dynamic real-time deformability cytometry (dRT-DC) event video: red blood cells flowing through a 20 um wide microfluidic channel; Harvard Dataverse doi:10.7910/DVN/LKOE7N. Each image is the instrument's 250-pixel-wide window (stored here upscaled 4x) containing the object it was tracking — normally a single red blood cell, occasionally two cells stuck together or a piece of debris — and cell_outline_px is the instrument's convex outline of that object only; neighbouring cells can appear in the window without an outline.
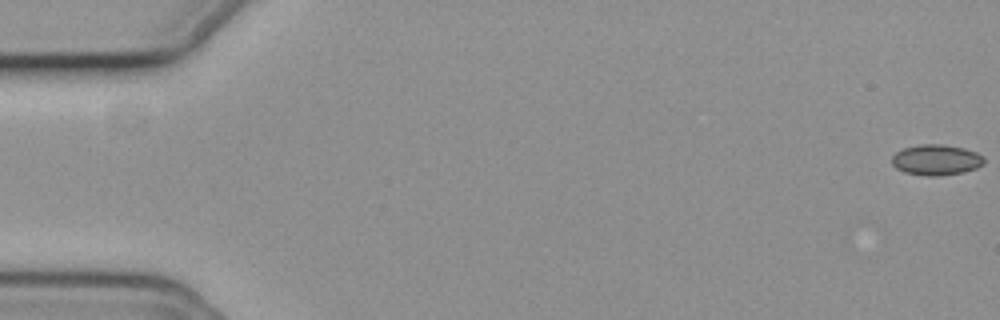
{"species": "common noctule bat (a hibernating species)", "species_latin": "Nyctalus noctula", "temperature_condition": "cold", "stored_images_in_passage": 57, "camera_frame_rate_fps": 3000, "um_per_image_px": 0.085, "animal": {"sex": "female", "body_mass_g": 19.3, "forearm_length_mm": 54.1}, "frame": {"image": 1, "passage_image": 1, "time_ms": 0.0, "image_size_px": [1000, 320], "cell_outline_px": [[984, 164], [976, 168], [964, 172], [940, 176], [924, 176], [904, 172], [896, 168], [892, 164], [892, 156], [896, 152], [904, 148], [924, 144], [940, 144], [964, 148], [976, 152], [984, 156]], "centroid_in_image_um": [79.59, 13.6], "position_along_channel_um": 5.4, "area_um2": 16.53}}
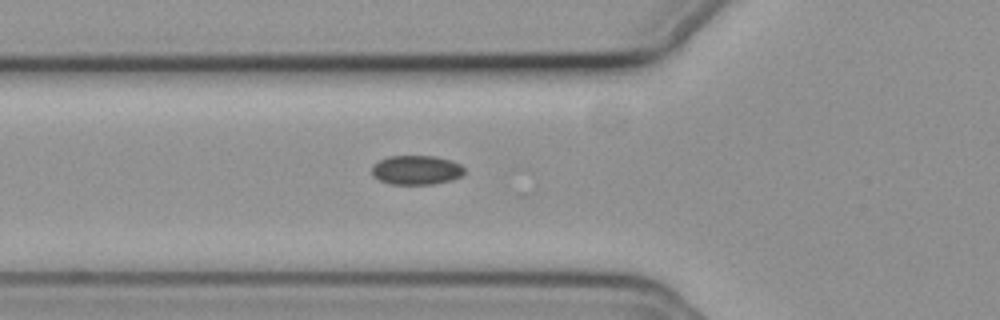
{"frame": {"image": 2, "passage_image": 21, "time_ms": 6.667, "image_size_px": [1000, 320], "cell_outline_px": [[464, 172], [460, 176], [452, 180], [432, 184], [392, 184], [380, 180], [372, 176], [372, 164], [388, 156], [436, 156], [460, 164], [464, 168]], "centroid_in_image_um": [35.36, 14.45], "position_along_channel_um": 90.4, "area_um2": 15.72}}
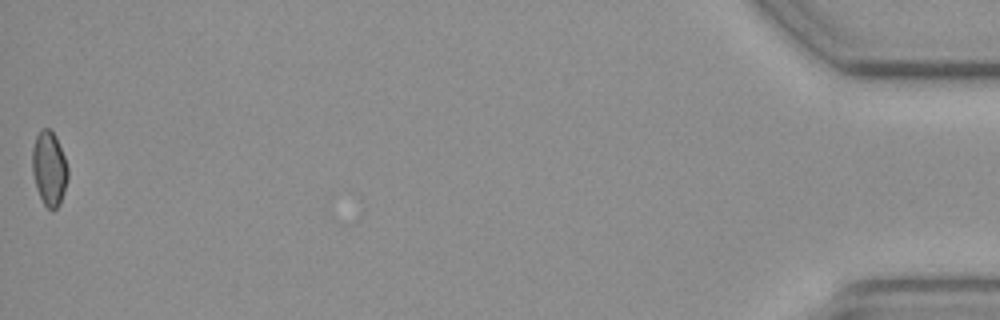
{"frame": {"image": 3, "passage_image": 57, "time_ms": 18.667, "image_size_px": [1000, 320], "cell_outline_px": [[68, 180], [60, 204], [52, 212], [44, 204], [36, 188], [32, 172], [32, 148], [36, 136], [44, 128], [48, 128], [56, 136], [64, 156], [68, 168]], "centroid_in_image_um": [4.19, 14.35], "position_along_channel_um": 431.0, "area_um2": 15.49}, "authors_computed_cell_mechanics": {"area_um2": 15.8372, "velocity_mm_per_s": 3.7234, "shape_relaxation_time_tau1_ms": 7.8616, "shape_relaxation_time_tau2_ms": null, "deformation_change_tau1": 0.0753, "deformation_change_tau2": null}}